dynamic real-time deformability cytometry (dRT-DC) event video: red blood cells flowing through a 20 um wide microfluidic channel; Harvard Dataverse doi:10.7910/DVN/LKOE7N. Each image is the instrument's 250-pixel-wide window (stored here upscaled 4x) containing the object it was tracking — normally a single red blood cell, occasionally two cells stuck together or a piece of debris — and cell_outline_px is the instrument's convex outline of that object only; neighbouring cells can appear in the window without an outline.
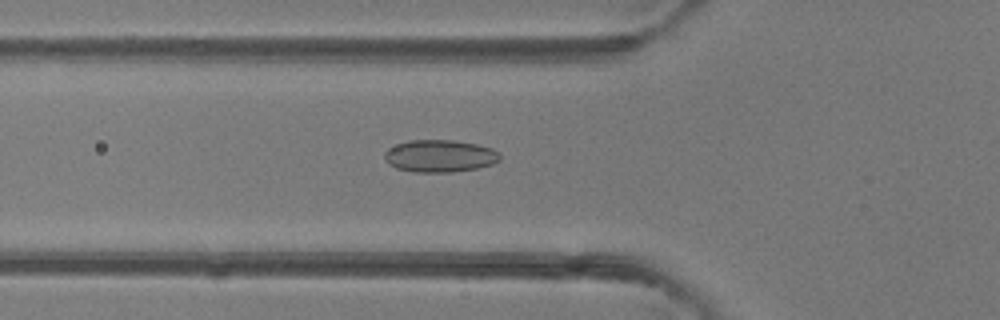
{"species": "common noctule bat (a hibernating species)", "species_latin": "Nyctalus noctula", "temperature_condition": "room temperature", "stored_images_in_passage": 47, "camera_frame_rate_fps": 3000, "um_per_image_px": 0.085, "animal": {"sex": "female"}, "frame": {"image": 1, "passage_image": 15, "time_ms": 4.667, "image_size_px": [1000, 320], "cell_outline_px": [[500, 160], [492, 164], [476, 168], [452, 172], [412, 172], [396, 168], [388, 164], [384, 156], [384, 152], [388, 148], [396, 144], [408, 140], [452, 140], [476, 144], [492, 148], [500, 152]], "centroid_in_image_um": [37.36, 13.26], "position_along_channel_um": 88.4, "area_um2": 21.85}}
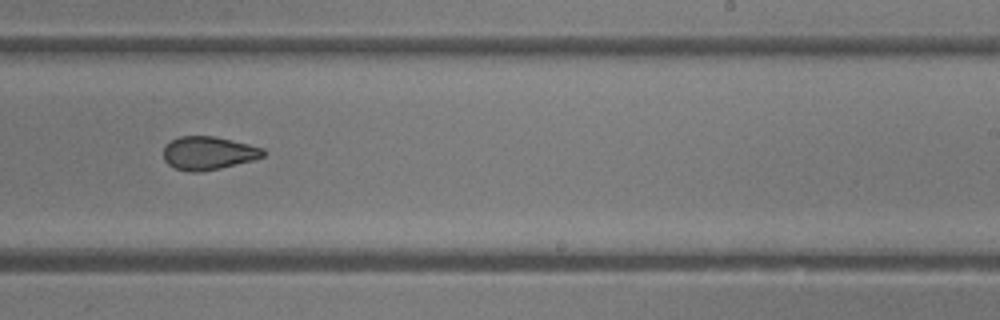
{"frame": {"image": 2, "passage_image": 28, "time_ms": 9.0, "image_size_px": [1000, 320], "cell_outline_px": [[264, 156], [252, 160], [220, 168], [200, 172], [188, 172], [176, 168], [168, 164], [164, 160], [164, 144], [180, 136], [216, 136], [264, 148]], "centroid_in_image_um": [17.68, 13.01], "position_along_channel_um": 271.3, "area_um2": 19.31}}
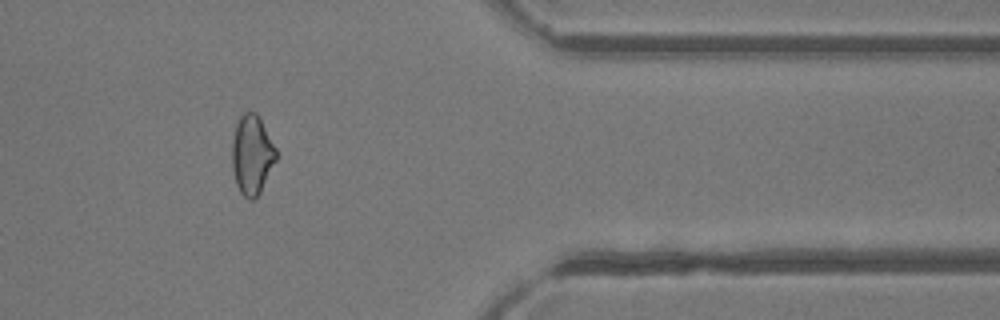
{"frame": {"image": 3, "passage_image": 38, "time_ms": 12.333, "image_size_px": [1000, 320], "cell_outline_px": [[276, 160], [256, 200], [248, 200], [240, 192], [236, 184], [232, 168], [232, 140], [236, 124], [240, 116], [244, 112], [256, 112], [276, 148]], "centroid_in_image_um": [21.4, 13.18], "position_along_channel_um": 390.0, "area_um2": 20.35}, "authors_computed_cell_mechanics": {"area_um2": 20.7502, "velocity_mm_per_s": 4.1982, "shape_relaxation_time_tau1_ms": null, "shape_relaxation_time_tau2_ms": 2.4293, "deformation_change_tau1": null, "deformation_change_tau2": 0.0809}}